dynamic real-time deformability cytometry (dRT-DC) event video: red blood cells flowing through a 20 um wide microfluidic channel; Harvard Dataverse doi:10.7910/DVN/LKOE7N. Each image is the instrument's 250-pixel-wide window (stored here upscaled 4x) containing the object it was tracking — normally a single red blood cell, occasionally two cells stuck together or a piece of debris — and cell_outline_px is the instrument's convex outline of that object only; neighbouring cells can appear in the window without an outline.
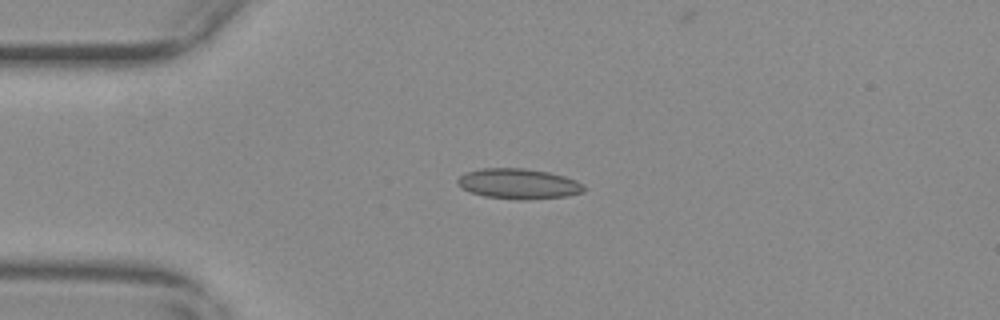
{"species": "common noctule bat (a hibernating species)", "species_latin": "Nyctalus noctula", "temperature_condition": "warm", "stored_images_in_passage": 48, "camera_frame_rate_fps": 3000, "um_per_image_px": 0.085, "animal": {"sex": "female", "body_mass_g": 29.2, "forearm_length_mm": 56.3}, "frame": {"image": 1, "passage_image": 12, "time_ms": 3.667, "image_size_px": [1000, 320], "cell_outline_px": [[588, 188], [584, 192], [568, 196], [528, 200], [516, 200], [484, 196], [468, 192], [456, 180], [460, 176], [468, 172], [480, 168], [524, 168], [548, 172], [564, 176], [576, 180], [584, 184]], "centroid_in_image_um": [44.14, 15.63], "position_along_channel_um": 40.9, "area_um2": 22.54}}
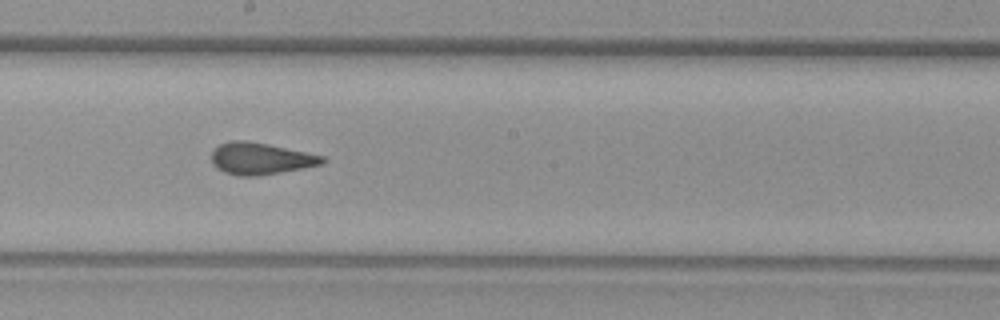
{"frame": {"image": 2, "passage_image": 29, "time_ms": 9.333, "image_size_px": [1000, 320], "cell_outline_px": [[328, 160], [324, 164], [280, 172], [256, 176], [236, 176], [224, 172], [216, 168], [212, 164], [212, 152], [220, 144], [232, 140], [244, 140], [268, 144], [324, 156]], "centroid_in_image_um": [22.15, 13.48], "position_along_channel_um": 226.1, "area_um2": 20.52}}
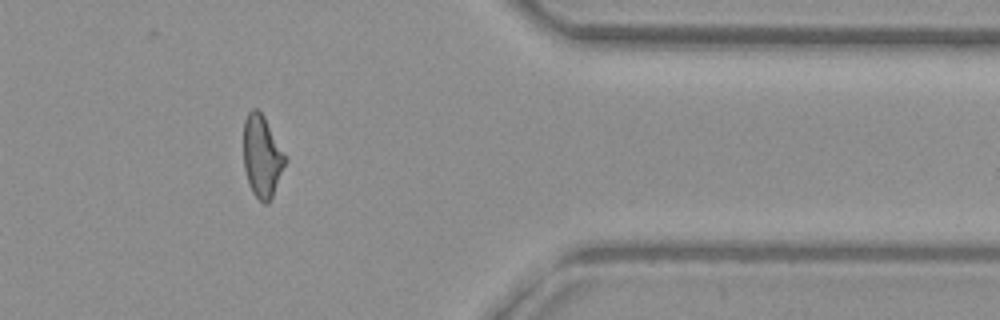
{"frame": {"image": 3, "passage_image": 44, "time_ms": 14.333, "image_size_px": [1000, 320], "cell_outline_px": [[284, 164], [272, 196], [268, 204], [264, 204], [252, 192], [248, 184], [244, 168], [244, 120], [248, 112], [252, 108], [256, 108], [264, 116], [284, 152]], "centroid_in_image_um": [22.23, 13.27], "position_along_channel_um": 389.2, "area_um2": 19.48}, "authors_computed_cell_mechanics": {"area_um2": 20.6924, "velocity_mm_per_s": 3.7083, "shape_relaxation_time_tau1_ms": null, "shape_relaxation_time_tau2_ms": 1.3436, "deformation_change_tau1": null, "deformation_change_tau2": 0.089}}